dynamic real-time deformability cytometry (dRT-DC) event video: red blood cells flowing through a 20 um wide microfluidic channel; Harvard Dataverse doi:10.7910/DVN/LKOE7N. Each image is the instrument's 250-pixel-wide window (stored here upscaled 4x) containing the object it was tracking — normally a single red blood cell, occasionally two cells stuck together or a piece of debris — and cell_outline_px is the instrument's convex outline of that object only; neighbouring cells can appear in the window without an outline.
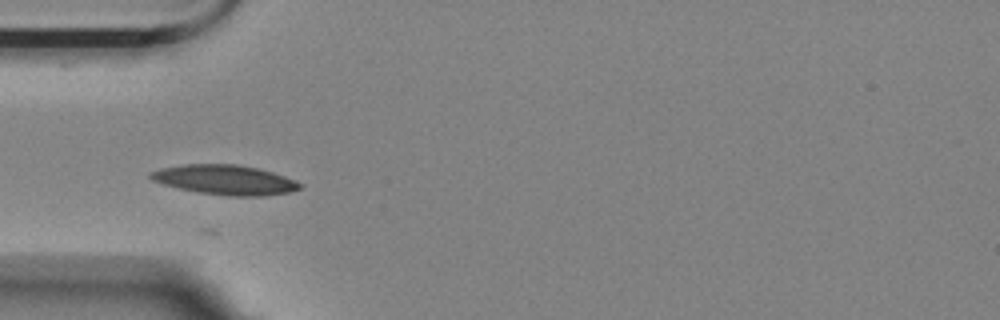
{"species": "Egyptian fruit bat (a non-hibernating species)", "species_latin": "Rousettus aegyptiacus", "temperature_condition": "room temperature", "stored_images_in_passage": 15, "camera_frame_rate_fps": 3000, "um_per_image_px": 0.085, "animal": {"sex": "female"}, "frame": {"image": 1, "passage_image": 5, "time_ms": 1.333, "image_size_px": [1000, 320], "cell_outline_px": [[304, 184], [300, 188], [288, 192], [264, 196], [228, 196], [196, 192], [164, 184], [152, 180], [148, 176], [148, 172], [160, 168], [184, 164], [236, 164], [256, 168], [272, 172], [296, 180]], "centroid_in_image_um": [19.11, 15.28], "position_along_channel_um": 65.9, "area_um2": 25.89}}
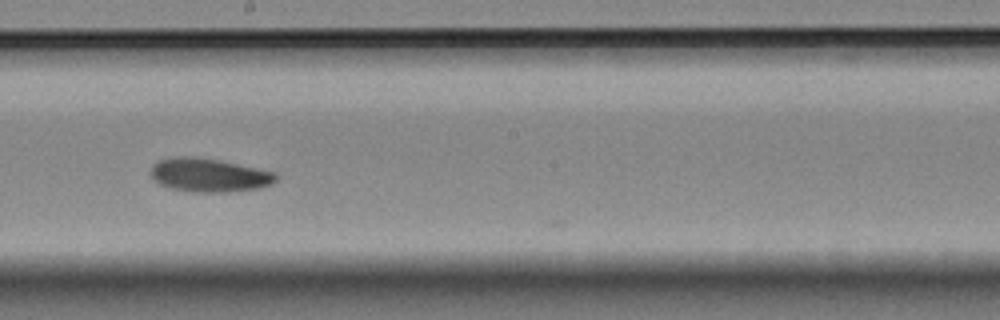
{"frame": {"image": 2, "passage_image": 9, "time_ms": 2.667, "image_size_px": [1000, 320], "cell_outline_px": [[276, 180], [272, 184], [260, 188], [228, 192], [192, 192], [172, 188], [160, 184], [148, 172], [152, 164], [160, 160], [176, 156], [196, 156], [276, 172]], "centroid_in_image_um": [17.75, 14.88], "position_along_channel_um": 230.5, "area_um2": 24.45}}
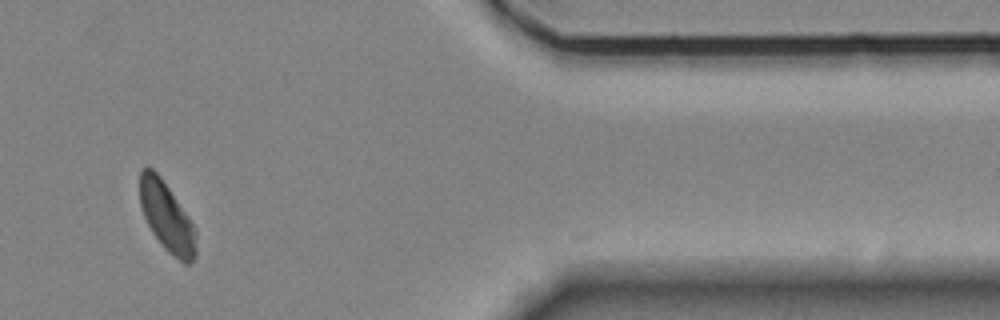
{"frame": {"image": 3, "passage_image": 14, "time_ms": 4.333, "image_size_px": [1000, 320], "cell_outline_px": [[196, 256], [188, 264], [184, 264], [168, 252], [164, 248], [152, 232], [144, 216], [140, 204], [140, 172], [144, 168], [152, 168], [160, 176], [188, 216], [196, 232]], "centroid_in_image_um": [14.18, 18.47], "position_along_channel_um": 397.2, "area_um2": 22.37}}